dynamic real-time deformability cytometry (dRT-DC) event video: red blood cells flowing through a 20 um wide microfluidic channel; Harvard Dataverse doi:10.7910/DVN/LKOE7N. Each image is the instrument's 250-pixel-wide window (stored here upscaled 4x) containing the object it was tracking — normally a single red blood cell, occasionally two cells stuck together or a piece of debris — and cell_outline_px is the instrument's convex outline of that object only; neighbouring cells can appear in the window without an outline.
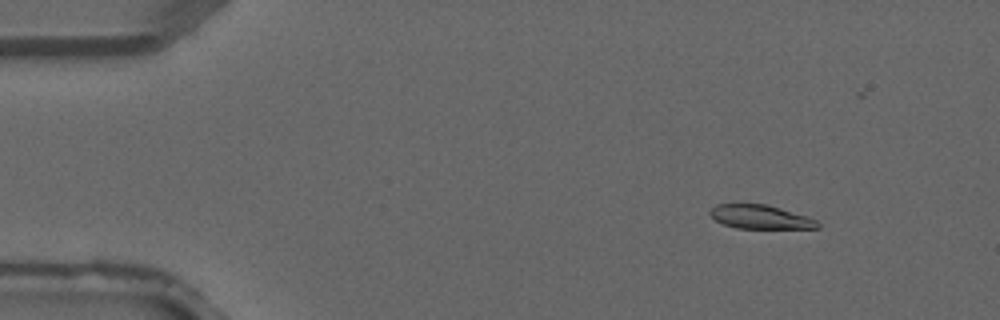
{"species": "common noctule bat (a hibernating species)", "species_latin": "Nyctalus noctula", "temperature_condition": "warm", "stored_images_in_passage": 3, "camera_frame_rate_fps": 3000, "um_per_image_px": 0.085, "animal": {"sex": "male", "forearm_length_mm": 52.5}, "frame": {"image": 1, "passage_image": 1, "time_ms": 0.0, "image_size_px": [1000, 320], "cell_outline_px": [[820, 228], [736, 228], [724, 224], [716, 220], [708, 212], [716, 204], [764, 204], [780, 208], [808, 216], [816, 220], [820, 224]], "centroid_in_image_um": [64.64, 18.44], "position_along_channel_um": 20.4, "area_um2": 14.8}}
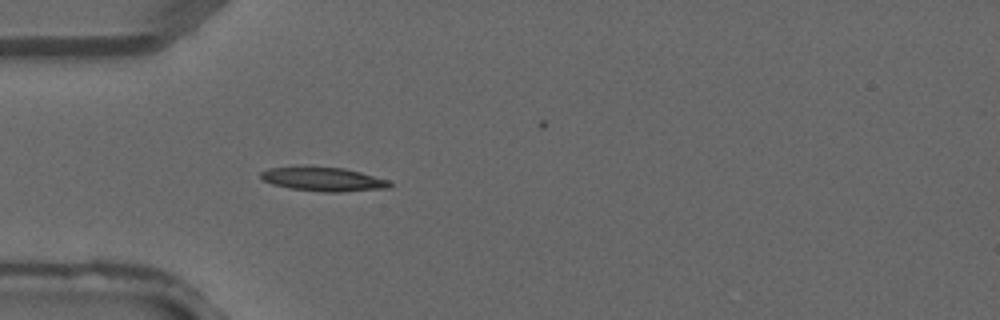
{"frame": {"image": 2, "passage_image": 3, "time_ms": 0.667, "image_size_px": [1000, 320], "cell_outline_px": [[392, 184], [388, 188], [340, 192], [324, 192], [288, 188], [272, 184], [264, 180], [260, 176], [260, 172], [268, 168], [308, 164], [344, 168], [360, 172], [388, 180]], "centroid_in_image_um": [27.41, 15.19], "position_along_channel_um": 57.6, "area_um2": 18.55}}